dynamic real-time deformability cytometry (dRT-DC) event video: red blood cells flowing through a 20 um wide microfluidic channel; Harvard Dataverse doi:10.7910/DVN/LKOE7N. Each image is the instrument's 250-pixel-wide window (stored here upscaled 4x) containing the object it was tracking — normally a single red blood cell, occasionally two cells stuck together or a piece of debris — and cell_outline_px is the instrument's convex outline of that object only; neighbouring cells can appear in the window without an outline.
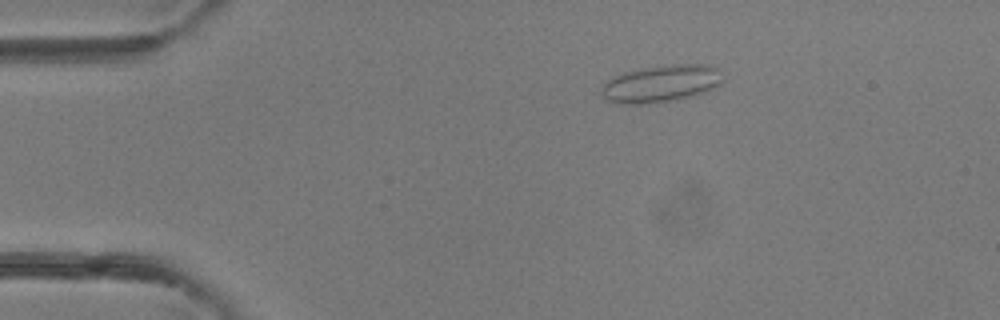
{"species": "common noctule bat (a hibernating species)", "species_latin": "Nyctalus noctula", "temperature_condition": "room temperature", "stored_images_in_passage": 3, "camera_frame_rate_fps": 3000, "um_per_image_px": 0.085, "animal": {"sex": "female"}, "frame": {"image": 1, "passage_image": 2, "time_ms": 1.0, "image_size_px": [1000, 320], "cell_outline_px": [[724, 80], [720, 84], [704, 92], [692, 96], [676, 100], [640, 104], [616, 104], [608, 100], [600, 92], [604, 84], [612, 76], [624, 72], [644, 68], [676, 64], [708, 64], [720, 68]], "centroid_in_image_um": [56.22, 7.1], "position_along_channel_um": 28.8, "area_um2": 26.41}}